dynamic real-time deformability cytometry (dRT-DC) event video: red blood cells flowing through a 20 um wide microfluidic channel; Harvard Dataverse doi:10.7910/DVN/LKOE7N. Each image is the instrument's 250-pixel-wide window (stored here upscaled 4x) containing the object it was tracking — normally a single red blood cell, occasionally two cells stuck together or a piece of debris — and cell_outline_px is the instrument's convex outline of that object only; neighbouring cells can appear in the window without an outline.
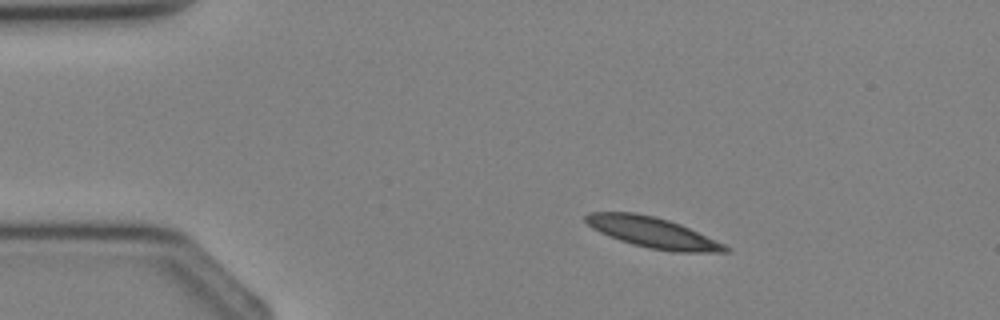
{"species": "Egyptian fruit bat (a non-hibernating species)", "species_latin": "Rousettus aegyptiacus", "temperature_condition": "cold", "stored_images_in_passage": 2, "camera_frame_rate_fps": 3000, "um_per_image_px": 0.085, "animal": {"sex": "female"}, "frame": {"image": 1, "passage_image": 1, "time_ms": 0.0, "image_size_px": [1000, 320], "cell_outline_px": [[732, 252], [672, 252], [648, 248], [632, 244], [620, 240], [600, 232], [592, 228], [584, 220], [584, 216], [588, 212], [636, 212], [656, 216], [680, 224], [724, 244], [732, 248]], "centroid_in_image_um": [55.48, 19.76], "position_along_channel_um": 29.5, "area_um2": 24.97}}